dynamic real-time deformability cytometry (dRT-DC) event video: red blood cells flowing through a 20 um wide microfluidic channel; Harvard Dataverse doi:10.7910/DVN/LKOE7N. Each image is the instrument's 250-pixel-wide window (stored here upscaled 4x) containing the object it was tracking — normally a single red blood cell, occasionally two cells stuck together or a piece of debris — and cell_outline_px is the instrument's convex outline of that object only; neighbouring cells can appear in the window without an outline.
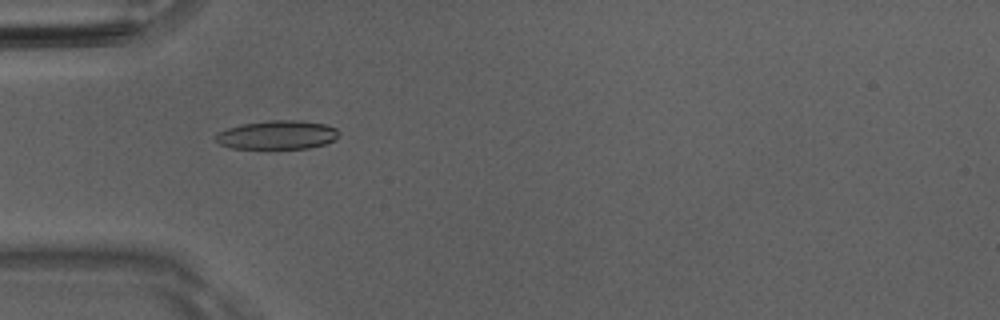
{"species": "Egyptian fruit bat (a non-hibernating species)", "species_latin": "Rousettus aegyptiacus", "temperature_condition": "room temperature", "stored_images_in_passage": 50, "camera_frame_rate_fps": 3000, "um_per_image_px": 0.085, "animal": {"sex": "male"}, "frame": {"image": 1, "passage_image": 16, "time_ms": 5.0, "image_size_px": [1000, 320], "cell_outline_px": [[340, 136], [324, 144], [308, 148], [232, 148], [220, 144], [212, 140], [212, 136], [228, 128], [240, 124], [268, 120], [300, 120], [324, 124], [336, 128], [340, 132]], "centroid_in_image_um": [23.54, 11.46], "position_along_channel_um": 61.5, "area_um2": 20.75}}
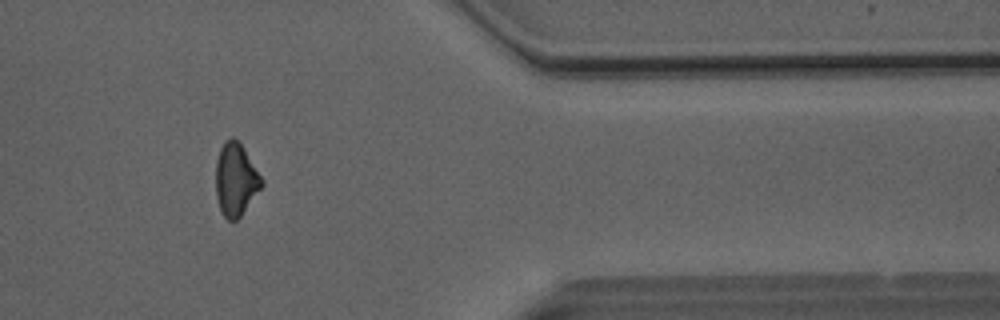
{"frame": {"image": 2, "passage_image": 42, "time_ms": 13.667, "image_size_px": [1000, 320], "cell_outline_px": [[264, 184], [240, 216], [236, 220], [228, 220], [224, 216], [220, 208], [216, 196], [216, 160], [220, 148], [224, 140], [232, 136], [244, 148], [264, 180]], "centroid_in_image_um": [20.04, 15.23], "position_along_channel_um": 391.4, "area_um2": 19.36}}
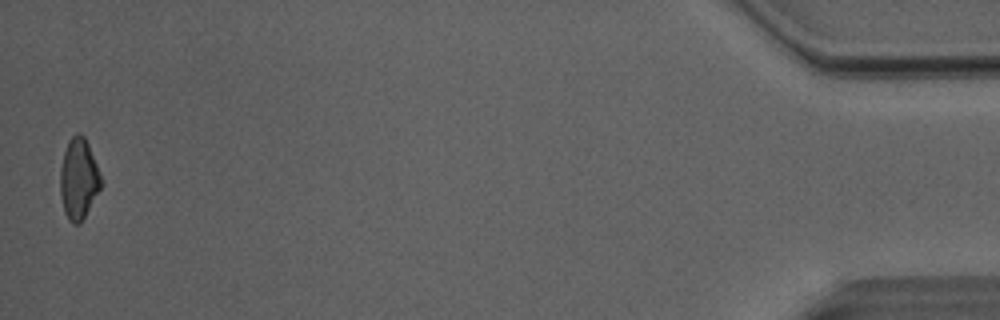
{"frame": {"image": 3, "passage_image": 50, "time_ms": 16.333, "image_size_px": [1000, 320], "cell_outline_px": [[100, 188], [80, 224], [72, 224], [68, 220], [64, 212], [60, 196], [60, 168], [64, 152], [68, 140], [76, 132], [80, 132], [84, 136], [88, 144], [96, 164], [100, 176]], "centroid_in_image_um": [6.64, 15.2], "position_along_channel_um": 428.6, "area_um2": 19.02}, "authors_computed_cell_mechanics": {"area_um2": 19.9699, "velocity_mm_per_s": 4.0881, "shape_relaxation_time_tau1_ms": 6.0891, "shape_relaxation_time_tau2_ms": 2.7507, "deformation_change_tau1": 0.1456, "deformation_change_tau2": 0.0934}}